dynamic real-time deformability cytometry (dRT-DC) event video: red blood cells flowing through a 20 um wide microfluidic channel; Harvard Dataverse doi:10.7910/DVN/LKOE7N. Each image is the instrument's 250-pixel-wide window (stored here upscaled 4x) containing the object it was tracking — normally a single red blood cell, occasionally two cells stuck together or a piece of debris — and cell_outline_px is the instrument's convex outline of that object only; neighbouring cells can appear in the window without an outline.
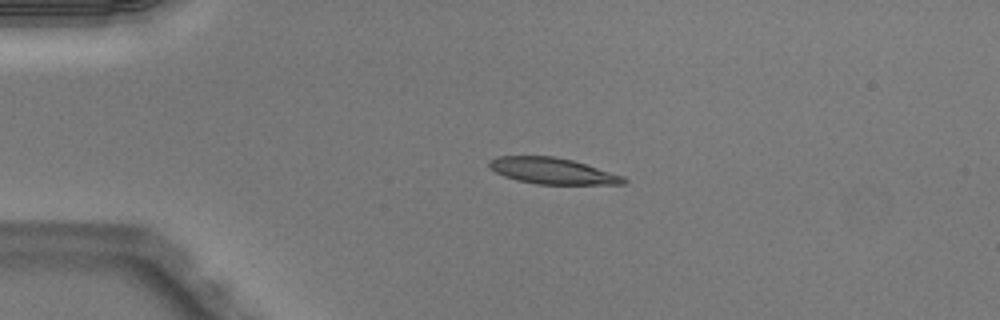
{"species": "Egyptian fruit bat (a non-hibernating species)", "species_latin": "Rousettus aegyptiacus", "temperature_condition": "warm", "stored_images_in_passage": 40, "camera_frame_rate_fps": 3000, "um_per_image_px": 0.085, "animal": {"sex": "male"}, "frame": {"image": 1, "passage_image": 1, "time_ms": 0.0, "image_size_px": [1000, 320], "cell_outline_px": [[628, 180], [624, 184], [536, 184], [516, 180], [504, 176], [496, 172], [488, 164], [488, 160], [496, 156], [552, 156], [572, 160], [624, 176]], "centroid_in_image_um": [46.94, 14.53], "position_along_channel_um": 38.1, "area_um2": 20.4}}
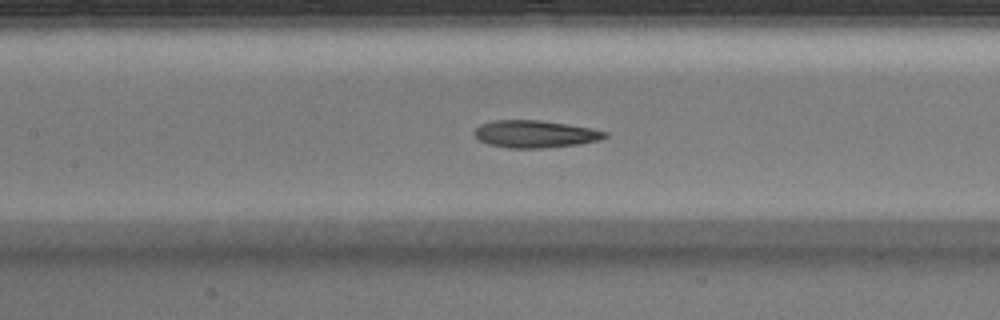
{"frame": {"image": 2, "passage_image": 13, "time_ms": 4.0, "image_size_px": [1000, 320], "cell_outline_px": [[608, 136], [596, 140], [580, 144], [540, 148], [508, 148], [488, 144], [480, 140], [472, 132], [480, 124], [492, 120], [540, 120], [568, 124], [592, 128], [608, 132]], "centroid_in_image_um": [45.46, 11.38], "position_along_channel_um": 161.9, "area_um2": 20.81}}
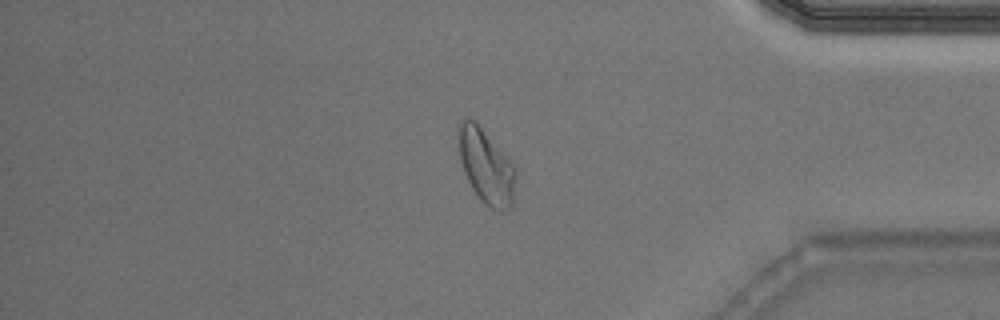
{"frame": {"image": 3, "passage_image": 32, "time_ms": 10.333, "image_size_px": [1000, 320], "cell_outline_px": [[516, 176], [512, 204], [508, 212], [496, 212], [484, 204], [480, 200], [472, 188], [464, 172], [460, 160], [456, 136], [456, 132], [460, 120], [464, 116], [468, 116], [476, 120], [508, 156], [516, 168]], "centroid_in_image_um": [41.3, 14.09], "position_along_channel_um": 393.9, "area_um2": 25.95}, "authors_computed_cell_mechanics": {"area_um2": 21.5305, "velocity_mm_per_s": 4.0251, "shape_relaxation_time_tau1_ms": 5.9402, "shape_relaxation_time_tau2_ms": 2.371, "deformation_change_tau1": 0.205, "deformation_change_tau2": 0.0912}}